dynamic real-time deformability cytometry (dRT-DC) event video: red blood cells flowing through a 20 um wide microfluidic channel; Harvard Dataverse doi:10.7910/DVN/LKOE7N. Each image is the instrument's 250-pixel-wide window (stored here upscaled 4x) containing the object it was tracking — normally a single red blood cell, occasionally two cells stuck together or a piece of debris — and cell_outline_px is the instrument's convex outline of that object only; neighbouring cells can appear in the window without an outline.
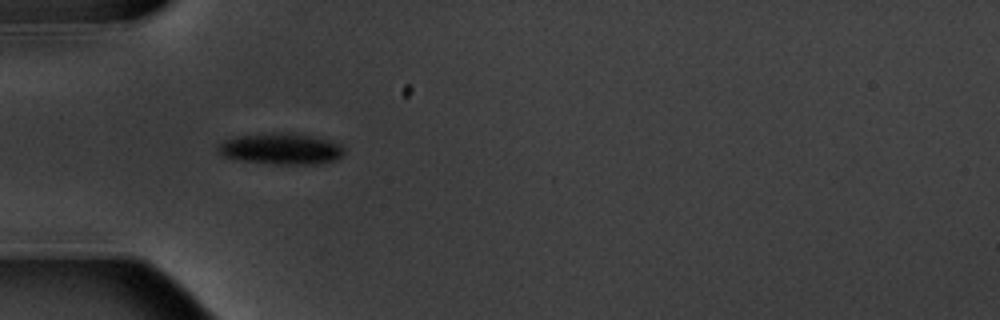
{"species": "common noctule bat (a hibernating species)", "species_latin": "Nyctalus noctula", "temperature_condition": "warm", "stored_images_in_passage": 2, "camera_frame_rate_fps": 3000, "um_per_image_px": 0.085, "animal": {"sex": "male", "body_mass_g": 20.1, "forearm_length_mm": 53.5}, "frame": {"image": 1, "passage_image": 1, "time_ms": 0.0, "image_size_px": [1000, 320], "cell_outline_px": [[344, 152], [336, 160], [316, 164], [272, 164], [240, 160], [224, 156], [216, 152], [216, 144], [224, 140], [240, 136], [288, 132], [308, 136], [340, 144], [344, 148]], "centroid_in_image_um": [23.83, 12.67], "position_along_channel_um": 61.2, "area_um2": 22.6}}